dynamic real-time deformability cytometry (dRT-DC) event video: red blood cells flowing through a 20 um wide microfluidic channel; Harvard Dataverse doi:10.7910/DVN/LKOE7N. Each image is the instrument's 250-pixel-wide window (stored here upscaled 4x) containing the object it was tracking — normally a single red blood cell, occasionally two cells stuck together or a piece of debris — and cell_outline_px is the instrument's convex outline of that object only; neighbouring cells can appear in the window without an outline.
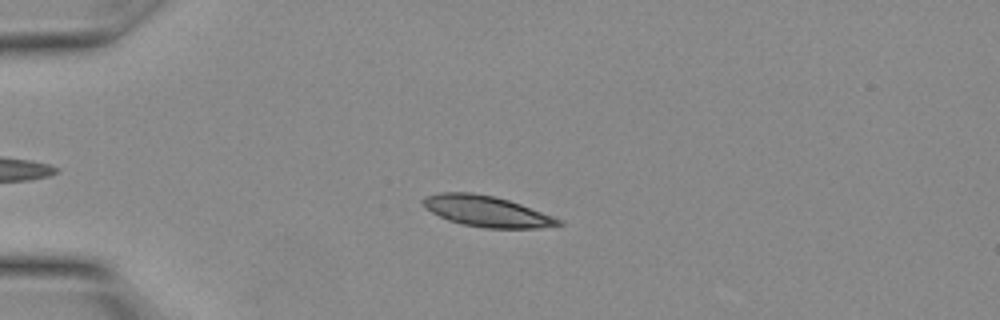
{"species": "Egyptian fruit bat (a non-hibernating species)", "species_latin": "Rousettus aegyptiacus", "temperature_condition": "warm", "stored_images_in_passage": 21, "camera_frame_rate_fps": 3000, "um_per_image_px": 0.085, "animal": {"sex": "female"}, "frame": {"image": 1, "passage_image": 7, "time_ms": 2.0, "image_size_px": [1000, 320], "cell_outline_px": [[564, 224], [540, 228], [484, 228], [464, 224], [448, 220], [432, 212], [420, 200], [424, 196], [440, 192], [472, 192], [492, 196], [508, 200], [520, 204], [564, 220]], "centroid_in_image_um": [41.39, 17.96], "position_along_channel_um": 43.6, "area_um2": 24.22}}
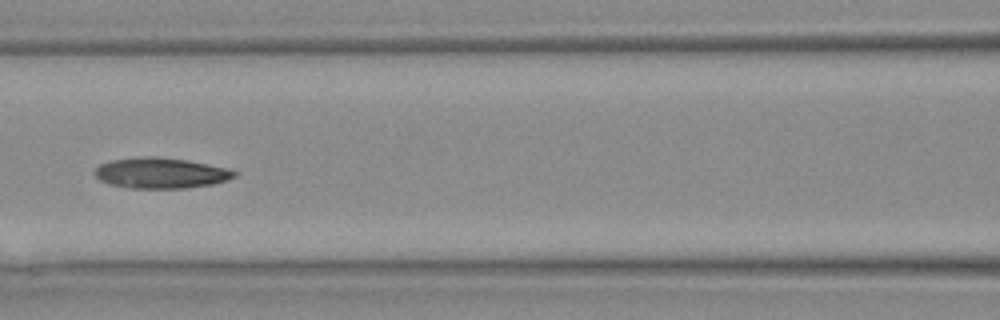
{"frame": {"image": 2, "passage_image": 13, "time_ms": 4.0, "image_size_px": [1000, 320], "cell_outline_px": [[236, 176], [212, 184], [184, 188], [128, 188], [108, 184], [100, 180], [92, 172], [100, 164], [112, 160], [136, 156], [156, 156], [184, 160], [208, 164], [224, 168], [236, 172]], "centroid_in_image_um": [13.58, 14.7], "position_along_channel_um": 153.0, "area_um2": 24.8}}
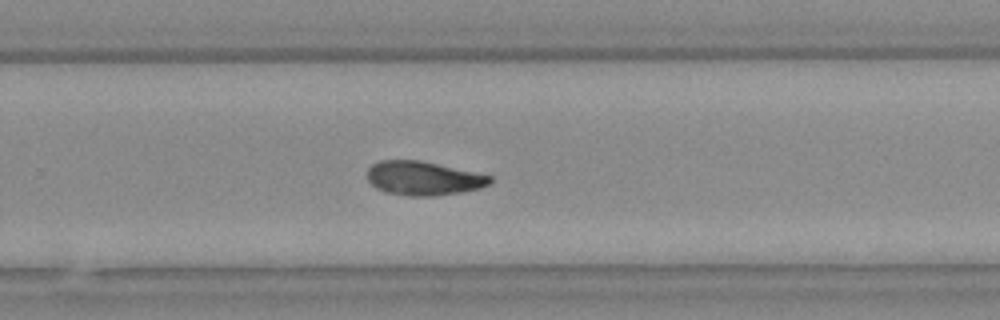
{"frame": {"image": 3, "passage_image": 19, "time_ms": 6.0, "image_size_px": [1000, 320], "cell_outline_px": [[492, 180], [488, 184], [480, 188], [460, 192], [436, 196], [408, 196], [388, 192], [376, 188], [368, 180], [364, 172], [372, 164], [380, 160], [420, 160], [492, 176]], "centroid_in_image_um": [35.94, 15.15], "position_along_channel_um": 293.9, "area_um2": 24.28}}